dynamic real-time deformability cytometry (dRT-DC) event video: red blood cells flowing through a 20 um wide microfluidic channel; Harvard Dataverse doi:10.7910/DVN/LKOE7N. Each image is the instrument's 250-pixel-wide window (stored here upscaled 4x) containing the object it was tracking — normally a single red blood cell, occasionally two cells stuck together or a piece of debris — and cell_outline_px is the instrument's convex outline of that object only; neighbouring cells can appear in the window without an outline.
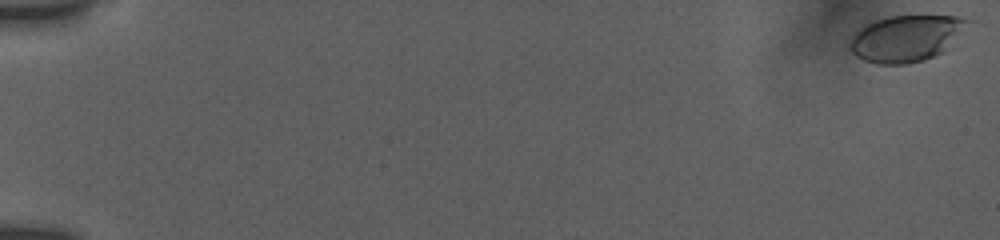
{"species": "human", "species_latin": "Homo sapiens", "temperature_condition": "room temperature", "stored_images_in_passage": 9, "camera_frame_rate_fps": 3000, "um_per_image_px": 0.085, "donor": {"sex": "female"}, "frame": {"image": 1, "passage_image": 1, "time_ms": 0.0, "image_size_px": [1000, 240], "cell_outline_px": [[976, 20], [944, 52], [924, 60], [904, 64], [876, 64], [864, 60], [856, 56], [848, 48], [848, 44], [856, 32], [864, 24], [888, 16], [960, 16]], "centroid_in_image_um": [77.09, 3.24], "position_along_channel_um": 7.9, "area_um2": 32.37}}
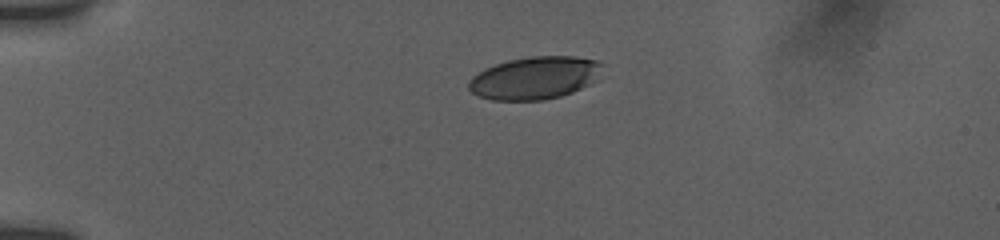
{"frame": {"image": 2, "passage_image": 6, "time_ms": 4.667, "image_size_px": [1000, 240], "cell_outline_px": [[604, 64], [600, 80], [572, 92], [560, 96], [544, 100], [492, 100], [480, 96], [472, 92], [468, 88], [468, 80], [472, 76], [484, 68], [508, 60], [532, 56], [576, 56], [596, 60]], "centroid_in_image_um": [45.51, 6.61], "position_along_channel_um": 39.5, "area_um2": 33.64}}
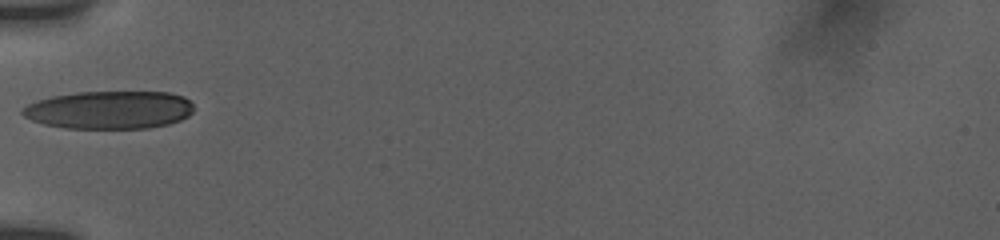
{"frame": {"image": 3, "passage_image": 9, "time_ms": 7.0, "image_size_px": [1000, 240], "cell_outline_px": [[192, 112], [188, 116], [180, 120], [168, 124], [148, 128], [68, 128], [44, 124], [32, 120], [24, 116], [20, 112], [28, 104], [36, 100], [52, 96], [76, 92], [168, 92], [184, 96], [192, 104]], "centroid_in_image_um": [9.29, 9.33], "position_along_channel_um": 75.7, "area_um2": 37.86}}